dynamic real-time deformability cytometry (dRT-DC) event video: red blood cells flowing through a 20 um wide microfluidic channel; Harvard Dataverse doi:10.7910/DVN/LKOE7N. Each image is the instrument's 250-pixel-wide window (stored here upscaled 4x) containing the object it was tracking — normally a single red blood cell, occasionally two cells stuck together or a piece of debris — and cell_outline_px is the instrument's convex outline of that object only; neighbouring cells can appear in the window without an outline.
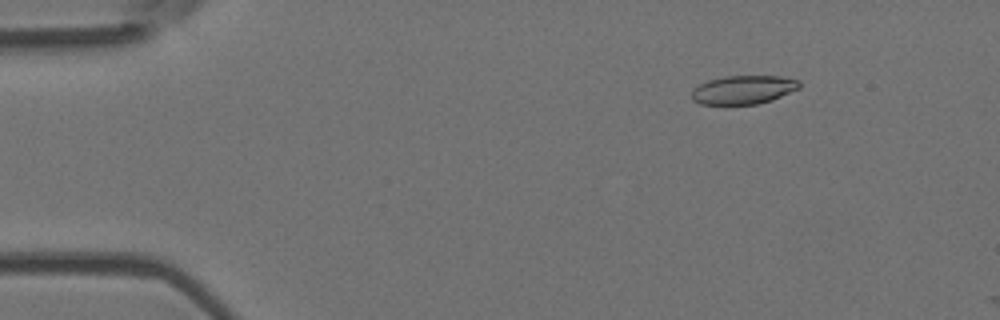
{"species": "Egyptian fruit bat (a non-hibernating species)", "species_latin": "Rousettus aegyptiacus", "temperature_condition": "room temperature", "stored_images_in_passage": 3, "camera_frame_rate_fps": 3000, "um_per_image_px": 0.085, "animal": {"sex": "female"}, "frame": {"image": 1, "passage_image": 1, "time_ms": 0.0, "image_size_px": [1000, 320], "cell_outline_px": [[800, 88], [772, 100], [756, 104], [724, 108], [700, 104], [692, 100], [692, 88], [708, 80], [724, 76], [780, 76], [800, 80]], "centroid_in_image_um": [63.12, 7.68], "position_along_channel_um": 21.9, "area_um2": 18.84}}